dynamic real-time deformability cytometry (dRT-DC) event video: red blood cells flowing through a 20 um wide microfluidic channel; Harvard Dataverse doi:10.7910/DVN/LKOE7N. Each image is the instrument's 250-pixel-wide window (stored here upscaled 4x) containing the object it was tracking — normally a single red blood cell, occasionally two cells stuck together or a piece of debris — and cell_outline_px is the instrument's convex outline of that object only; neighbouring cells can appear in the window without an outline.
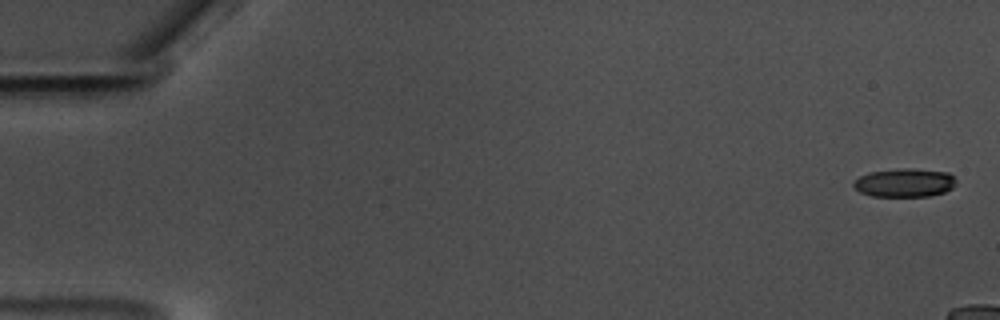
{"species": "common noctule bat (a hibernating species)", "species_latin": "Nyctalus noctula", "temperature_condition": "warm", "stored_images_in_passage": 13, "camera_frame_rate_fps": 3000, "um_per_image_px": 0.085, "animal": {"sex": "male", "body_mass_g": 17.5, "forearm_length_mm": 52.3}, "frame": {"image": 1, "passage_image": 2, "time_ms": 0.333, "image_size_px": [1000, 320], "cell_outline_px": [[956, 184], [952, 188], [944, 192], [928, 196], [872, 196], [860, 192], [852, 184], [860, 176], [868, 172], [900, 168], [912, 168], [948, 172], [956, 180]], "centroid_in_image_um": [76.9, 15.52], "position_along_channel_um": 8.1, "area_um2": 17.05}}